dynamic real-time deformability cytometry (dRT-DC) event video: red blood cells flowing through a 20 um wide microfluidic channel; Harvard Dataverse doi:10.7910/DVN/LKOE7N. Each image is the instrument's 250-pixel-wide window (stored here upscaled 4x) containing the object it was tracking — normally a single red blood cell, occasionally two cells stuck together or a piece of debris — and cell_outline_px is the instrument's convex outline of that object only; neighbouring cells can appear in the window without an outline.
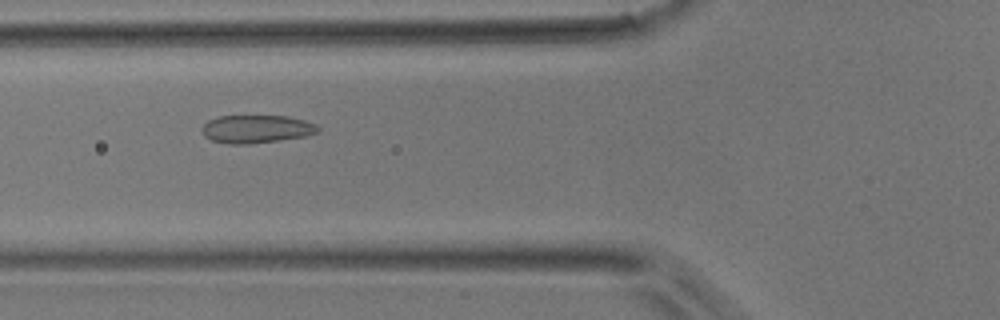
{"species": "common noctule bat (a hibernating species)", "species_latin": "Nyctalus noctula", "temperature_condition": "room temperature", "stored_images_in_passage": 23, "camera_frame_rate_fps": 3000, "um_per_image_px": 0.085, "animal": {"sex": "male", "body_mass_g": 17.9}, "frame": {"image": 1, "passage_image": 8, "time_ms": 2.333, "image_size_px": [1000, 320], "cell_outline_px": [[320, 132], [304, 136], [280, 140], [244, 144], [228, 144], [212, 140], [204, 136], [200, 128], [208, 120], [216, 116], [288, 116], [304, 120], [316, 124], [320, 128]], "centroid_in_image_um": [21.78, 10.96], "position_along_channel_um": 104.0, "area_um2": 19.02}}
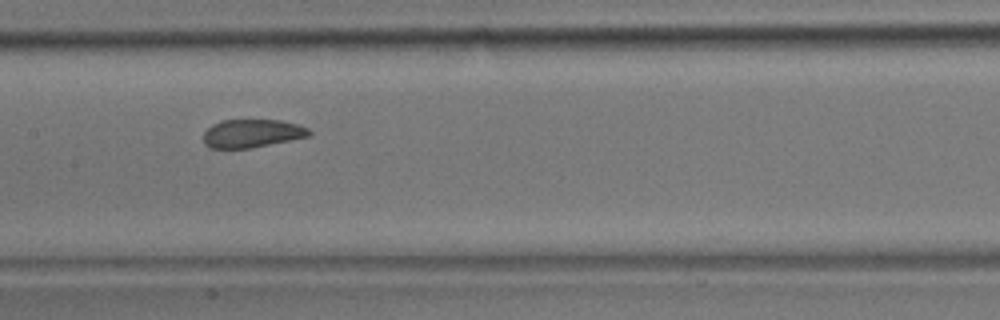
{"frame": {"image": 2, "passage_image": 14, "time_ms": 4.333, "image_size_px": [1000, 320], "cell_outline_px": [[312, 136], [252, 148], [208, 148], [204, 144], [204, 132], [212, 124], [224, 120], [280, 120], [300, 124], [308, 128], [312, 132]], "centroid_in_image_um": [21.47, 11.34], "position_along_channel_um": 185.9, "area_um2": 17.63}}
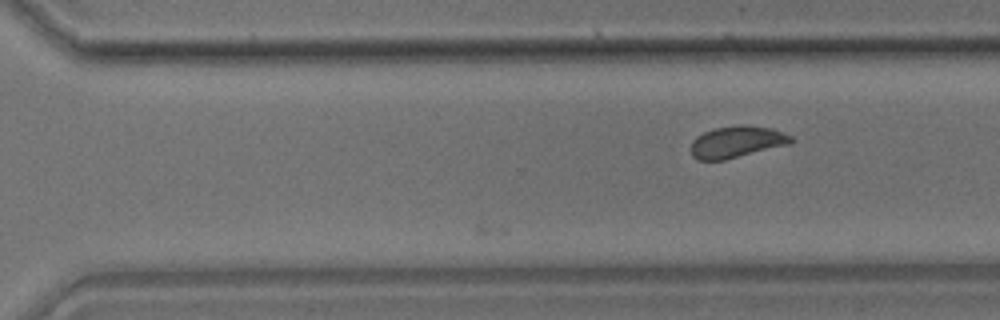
{"frame": {"image": 3, "passage_image": 23, "time_ms": 7.333, "image_size_px": [1000, 320], "cell_outline_px": [[796, 140], [792, 144], [724, 160], [696, 160], [692, 156], [692, 140], [696, 136], [704, 132], [716, 128], [740, 124], [744, 124], [772, 128], [792, 136]], "centroid_in_image_um": [62.67, 12.06], "position_along_channel_um": 307.9, "area_um2": 18.73}}